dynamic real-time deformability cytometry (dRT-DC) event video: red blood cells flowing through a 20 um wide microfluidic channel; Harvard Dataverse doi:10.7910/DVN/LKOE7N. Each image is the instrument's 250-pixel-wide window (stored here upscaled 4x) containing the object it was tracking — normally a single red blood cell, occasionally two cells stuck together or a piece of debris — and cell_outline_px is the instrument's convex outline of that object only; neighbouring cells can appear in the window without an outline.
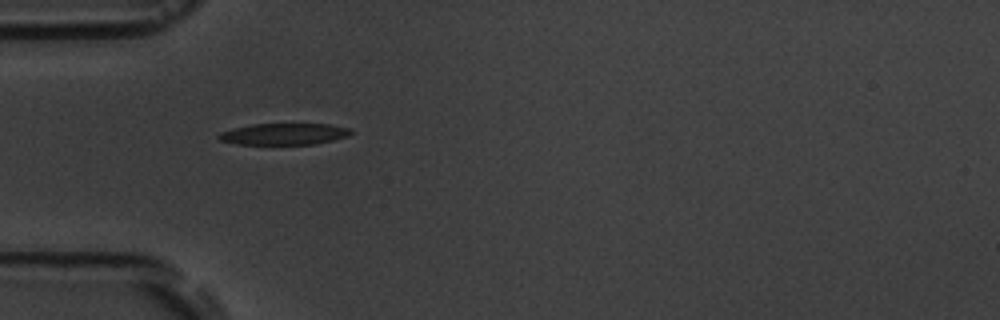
{"species": "common noctule bat (a hibernating species)", "species_latin": "Nyctalus noctula", "temperature_condition": "room temperature", "stored_images_in_passage": 11, "camera_frame_rate_fps": 3000, "um_per_image_px": 0.085, "animal": {"sex": "male", "body_mass_g": 19.5, "forearm_length_mm": 54.6}, "frame": {"image": 1, "passage_image": 1, "time_ms": 0.0, "image_size_px": [1000, 320], "cell_outline_px": [[352, 132], [348, 136], [316, 144], [236, 144], [220, 140], [216, 136], [220, 132], [232, 128], [252, 124], [332, 124], [348, 128]], "centroid_in_image_um": [24.11, 11.39], "position_along_channel_um": 60.9, "area_um2": 16.53}}
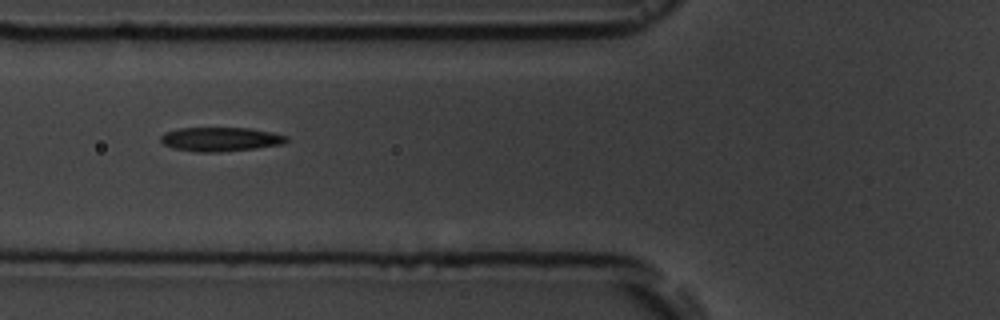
{"frame": {"image": 2, "passage_image": 2, "time_ms": 1.333, "image_size_px": [1000, 320], "cell_outline_px": [[288, 140], [284, 144], [256, 148], [220, 152], [196, 152], [172, 148], [164, 144], [160, 140], [160, 136], [164, 132], [180, 128], [248, 128], [272, 132], [288, 136]], "centroid_in_image_um": [18.74, 11.84], "position_along_channel_um": 107.1, "area_um2": 17.74}}
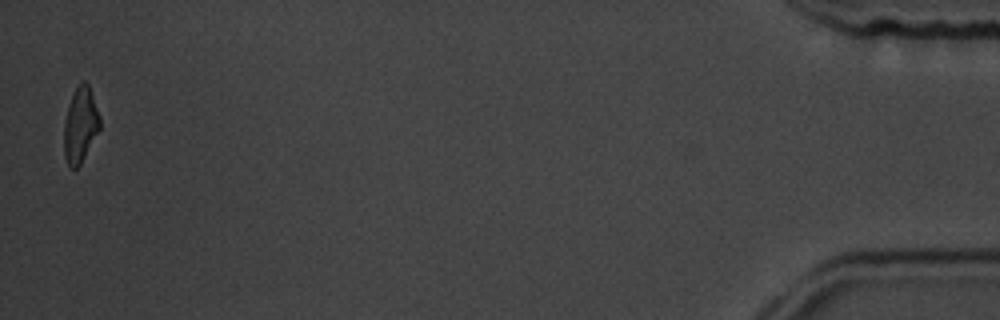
{"frame": {"image": 3, "passage_image": 11, "time_ms": 12.667, "image_size_px": [1000, 320], "cell_outline_px": [[100, 128], [80, 164], [76, 168], [72, 168], [68, 164], [64, 156], [64, 124], [68, 104], [80, 80], [84, 80], [88, 84], [100, 116]], "centroid_in_image_um": [6.82, 10.59], "position_along_channel_um": 428.4, "area_um2": 15.55}, "authors_computed_cell_mechanics": {"area_um2": 17.2822, "velocity_mm_per_s": 3.6663, "shape_relaxation_time_tau1_ms": 2.4697, "shape_relaxation_time_tau2_ms": 3.4891, "deformation_change_tau1": 0.1022, "deformation_change_tau2": 0.1036}}